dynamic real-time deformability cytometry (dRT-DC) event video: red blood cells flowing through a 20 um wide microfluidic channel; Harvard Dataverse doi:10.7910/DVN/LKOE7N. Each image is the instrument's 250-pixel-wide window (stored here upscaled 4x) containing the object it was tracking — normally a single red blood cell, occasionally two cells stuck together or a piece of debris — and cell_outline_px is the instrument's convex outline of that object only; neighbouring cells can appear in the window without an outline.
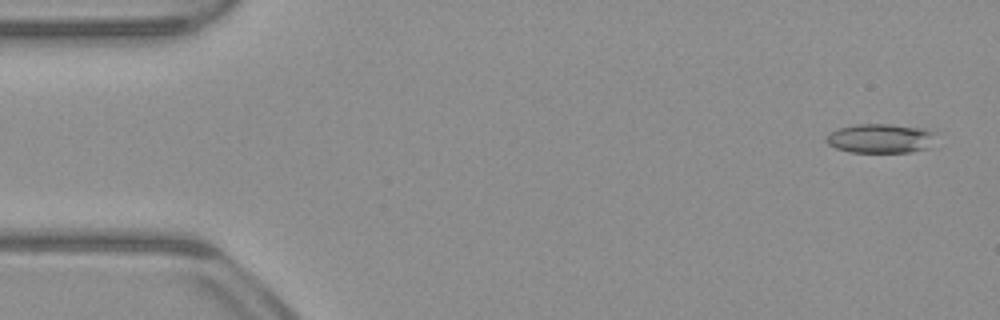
{"species": "common noctule bat (a hibernating species)", "species_latin": "Nyctalus noctula", "temperature_condition": "warm", "stored_images_in_passage": 53, "camera_frame_rate_fps": 3000, "um_per_image_px": 0.085, "animal": {"sex": "male", "body_mass_g": 23.1, "forearm_length_mm": 52.7}, "frame": {"image": 1, "passage_image": 3, "time_ms": 0.667, "image_size_px": [1000, 320], "cell_outline_px": [[936, 132], [928, 148], [908, 152], [848, 152], [836, 148], [828, 144], [824, 140], [832, 132], [840, 128], [856, 124], [892, 124], [924, 128]], "centroid_in_image_um": [74.84, 11.76], "position_along_channel_um": 10.2, "area_um2": 18.61}}
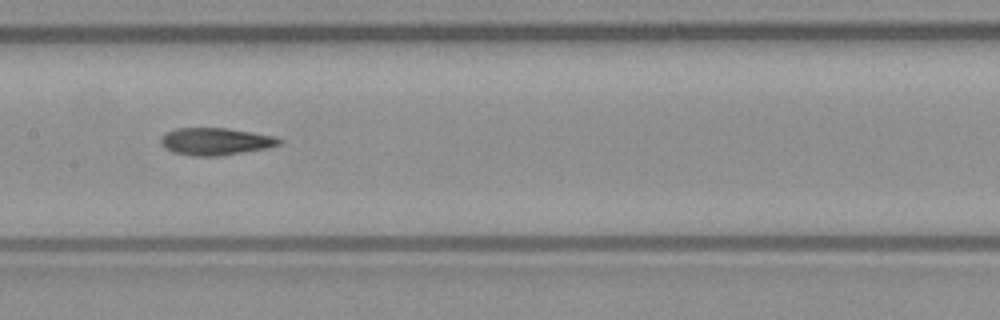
{"frame": {"image": 2, "passage_image": 26, "time_ms": 8.333, "image_size_px": [1000, 320], "cell_outline_px": [[284, 140], [280, 144], [264, 148], [216, 156], [192, 156], [172, 152], [164, 148], [160, 144], [160, 140], [168, 132], [176, 128], [228, 128], [276, 136]], "centroid_in_image_um": [18.31, 12.02], "position_along_channel_um": 189.1, "area_um2": 18.67}}
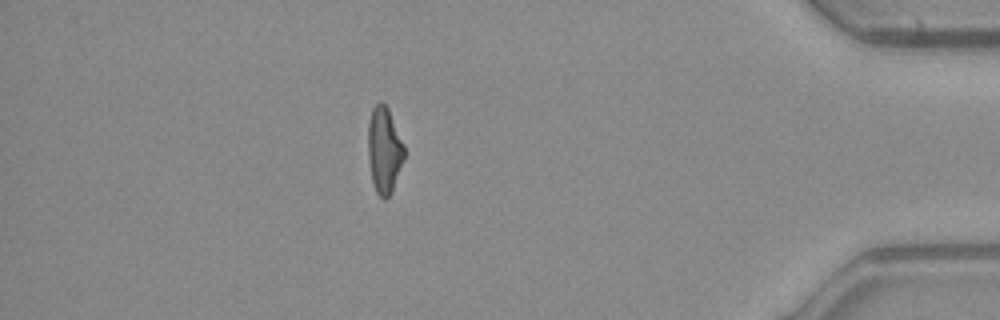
{"frame": {"image": 3, "passage_image": 46, "time_ms": 15.0, "image_size_px": [1000, 320], "cell_outline_px": [[404, 160], [392, 192], [384, 200], [376, 192], [372, 180], [368, 156], [368, 120], [372, 108], [380, 100], [388, 108], [404, 144]], "centroid_in_image_um": [32.66, 12.74], "position_along_channel_um": 402.5, "area_um2": 18.26}, "authors_computed_cell_mechanics": {"area_um2": 18.8428, "velocity_mm_per_s": 3.9713, "shape_relaxation_time_tau1_ms": null, "shape_relaxation_time_tau2_ms": 3.2125, "deformation_change_tau1": null, "deformation_change_tau2": 0.129}}